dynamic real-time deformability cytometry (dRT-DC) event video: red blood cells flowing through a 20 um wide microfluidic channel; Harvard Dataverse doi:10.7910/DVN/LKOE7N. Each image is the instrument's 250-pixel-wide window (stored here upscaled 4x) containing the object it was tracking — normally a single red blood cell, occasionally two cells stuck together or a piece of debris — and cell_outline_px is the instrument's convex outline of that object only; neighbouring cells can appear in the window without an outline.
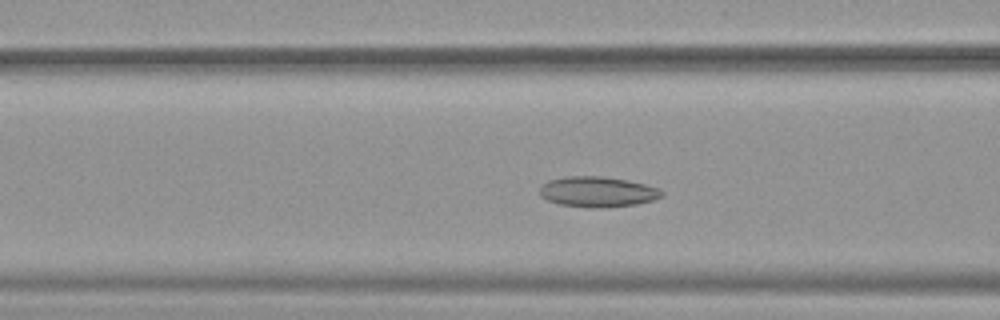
{"species": "common noctule bat (a hibernating species)", "species_latin": "Nyctalus noctula", "temperature_condition": "warm", "stored_images_in_passage": 49, "camera_frame_rate_fps": 3000, "um_per_image_px": 0.085, "animal": {"sex": "female", "body_mass_g": 19.9}, "frame": {"image": 1, "passage_image": 17, "time_ms": 5.333, "image_size_px": [1000, 320], "cell_outline_px": [[664, 196], [652, 200], [636, 204], [604, 208], [588, 208], [560, 204], [548, 200], [540, 196], [540, 188], [548, 180], [568, 176], [600, 176], [628, 180], [660, 188], [664, 192]], "centroid_in_image_um": [50.82, 16.31], "position_along_channel_um": 115.8, "area_um2": 21.73}}
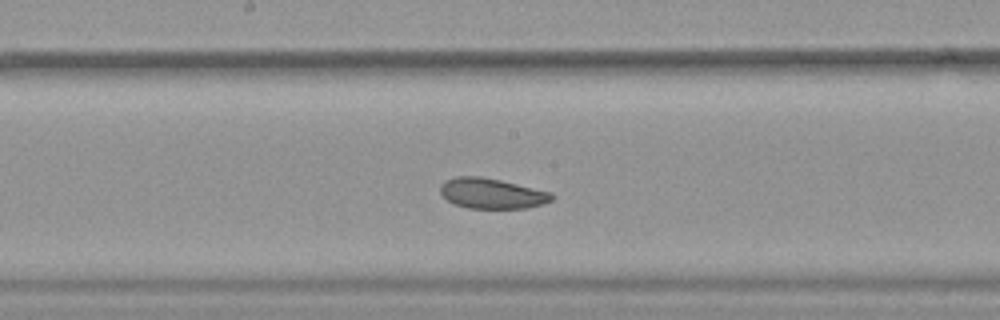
{"frame": {"image": 2, "passage_image": 24, "time_ms": 7.667, "image_size_px": [1000, 320], "cell_outline_px": [[556, 196], [552, 200], [544, 204], [528, 208], [468, 208], [456, 204], [448, 200], [440, 192], [440, 184], [444, 180], [456, 176], [480, 176], [500, 180], [552, 192]], "centroid_in_image_um": [41.83, 16.44], "position_along_channel_um": 206.4, "area_um2": 19.83}}
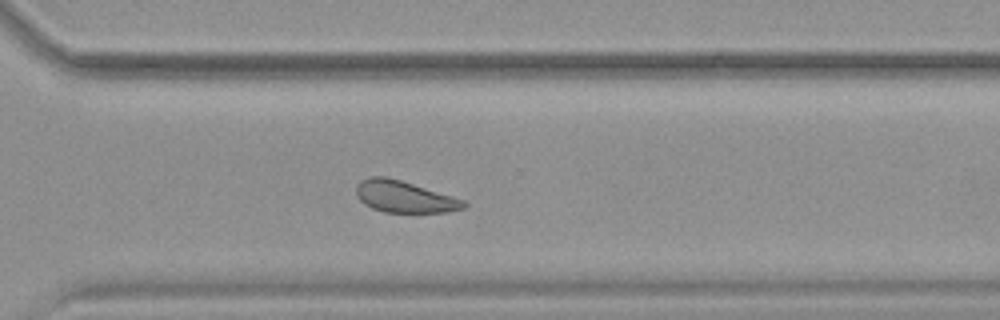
{"frame": {"image": 3, "passage_image": 34, "time_ms": 11.0, "image_size_px": [1000, 320], "cell_outline_px": [[468, 204], [464, 208], [448, 212], [384, 212], [372, 208], [364, 204], [356, 196], [356, 184], [360, 180], [368, 176], [384, 176], [400, 180], [452, 196], [464, 200]], "centroid_in_image_um": [34.33, 16.72], "position_along_channel_um": 336.3, "area_um2": 19.83}}